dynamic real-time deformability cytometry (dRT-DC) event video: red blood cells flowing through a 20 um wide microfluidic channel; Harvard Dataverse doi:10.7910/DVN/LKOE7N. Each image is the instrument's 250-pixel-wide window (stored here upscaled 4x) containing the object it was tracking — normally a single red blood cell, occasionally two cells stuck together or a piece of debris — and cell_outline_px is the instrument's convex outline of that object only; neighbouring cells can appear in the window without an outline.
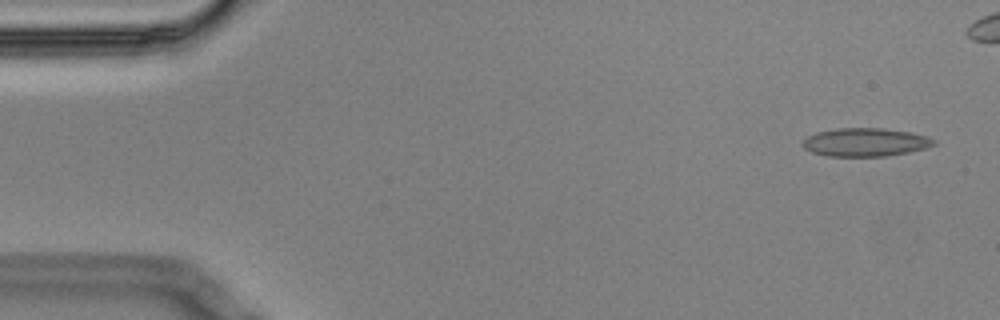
{"species": "Egyptian fruit bat (a non-hibernating species)", "species_latin": "Rousettus aegyptiacus", "temperature_condition": "cold", "stored_images_in_passage": 6, "camera_frame_rate_fps": 3000, "um_per_image_px": 0.085, "animal": {"sex": "male"}, "frame": {"image": 1, "passage_image": 1, "time_ms": 0.0, "image_size_px": [1000, 320], "cell_outline_px": [[936, 144], [924, 148], [908, 152], [884, 156], [828, 156], [812, 152], [804, 148], [800, 144], [808, 136], [816, 132], [836, 128], [880, 128], [912, 132], [928, 136], [936, 140]], "centroid_in_image_um": [73.55, 12.08], "position_along_channel_um": 11.5, "area_um2": 21.68}}
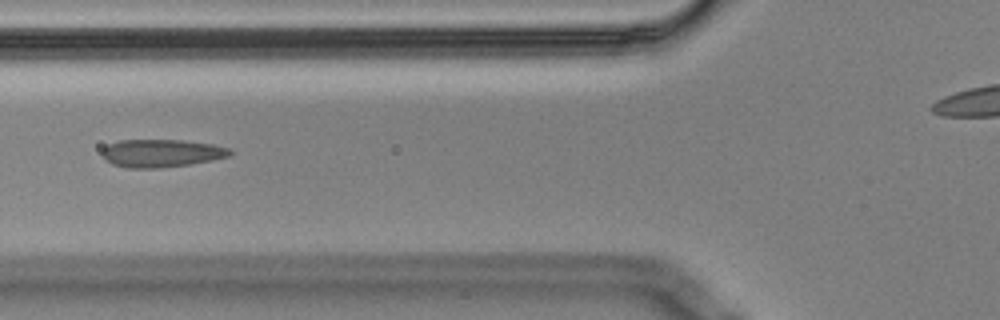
{"frame": {"image": 2, "passage_image": 6, "time_ms": 1.667, "image_size_px": [1000, 320], "cell_outline_px": [[236, 152], [232, 156], [212, 160], [188, 164], [160, 168], [128, 168], [112, 164], [104, 160], [100, 152], [108, 144], [120, 140], [184, 140], [212, 144], [228, 148]], "centroid_in_image_um": [13.72, 13.02], "position_along_channel_um": 112.1, "area_um2": 20.98}}